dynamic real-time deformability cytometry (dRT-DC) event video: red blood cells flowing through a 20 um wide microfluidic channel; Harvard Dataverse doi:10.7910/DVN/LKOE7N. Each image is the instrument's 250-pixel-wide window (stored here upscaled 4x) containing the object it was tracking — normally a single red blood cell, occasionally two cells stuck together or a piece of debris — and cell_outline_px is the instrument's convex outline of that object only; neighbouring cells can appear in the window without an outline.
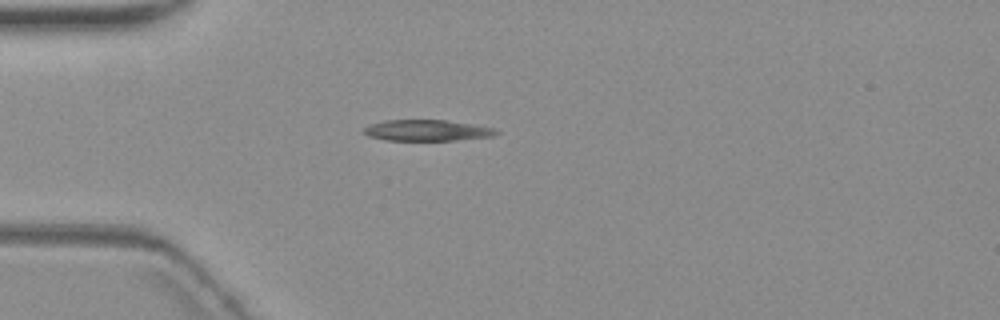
{"species": "common noctule bat (a hibernating species)", "species_latin": "Nyctalus noctula", "temperature_condition": "warm", "stored_images_in_passage": 3, "camera_frame_rate_fps": 3000, "um_per_image_px": 0.085, "animal": {"sex": "female", "body_mass_g": 19.3, "forearm_length_mm": 54.1}, "frame": {"image": 1, "passage_image": 3, "time_ms": 2.333, "image_size_px": [1000, 320], "cell_outline_px": [[500, 132], [492, 136], [456, 140], [384, 140], [368, 136], [364, 132], [364, 128], [372, 124], [384, 120], [448, 120], [472, 124], [492, 128]], "centroid_in_image_um": [36.28, 11.08], "position_along_channel_um": 48.7, "area_um2": 16.07}}